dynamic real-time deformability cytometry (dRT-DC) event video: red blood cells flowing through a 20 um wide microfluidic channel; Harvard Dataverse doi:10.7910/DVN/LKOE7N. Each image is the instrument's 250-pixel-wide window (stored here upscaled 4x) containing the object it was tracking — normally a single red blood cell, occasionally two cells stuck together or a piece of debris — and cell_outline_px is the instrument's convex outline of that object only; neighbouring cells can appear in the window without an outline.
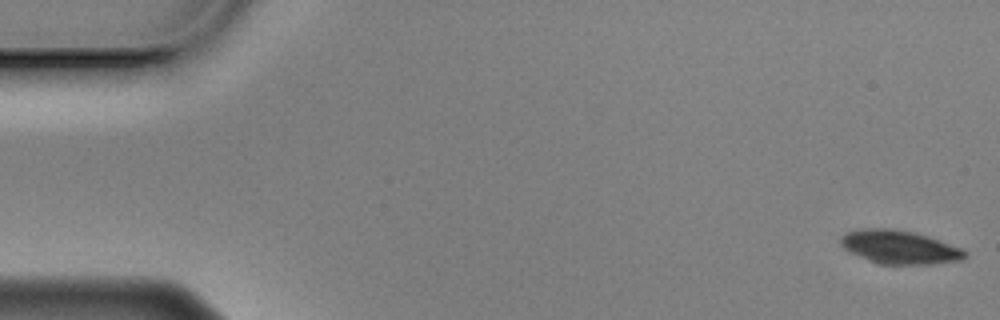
{"species": "Egyptian fruit bat (a non-hibernating species)", "species_latin": "Rousettus aegyptiacus", "temperature_condition": "cold", "stored_images_in_passage": 57, "camera_frame_rate_fps": 3000, "um_per_image_px": 0.085, "animal": {"sex": "male"}, "frame": {"image": 1, "passage_image": 1, "time_ms": 0.0, "image_size_px": [1000, 320], "cell_outline_px": [[968, 256], [960, 260], [932, 264], [880, 264], [868, 260], [848, 252], [840, 244], [840, 240], [848, 232], [860, 228], [896, 228], [928, 236], [960, 248], [968, 252]], "centroid_in_image_um": [76.45, 21.0], "position_along_channel_um": 8.6, "area_um2": 24.22}}
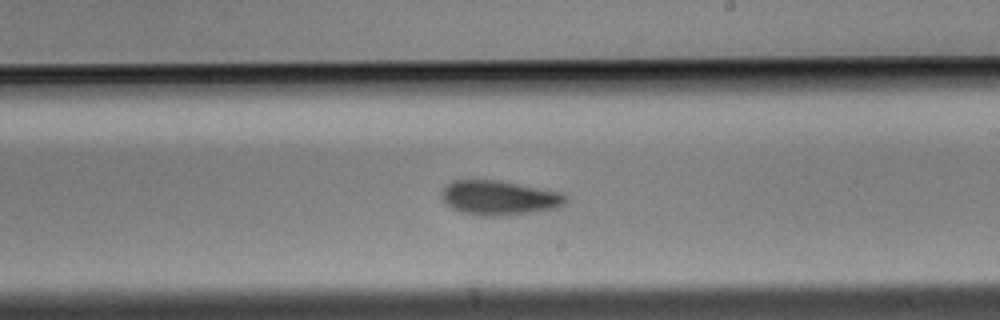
{"frame": {"image": 2, "passage_image": 33, "time_ms": 10.667, "image_size_px": [1000, 320], "cell_outline_px": [[568, 200], [564, 204], [556, 208], [532, 212], [500, 216], [476, 216], [460, 212], [452, 208], [440, 196], [444, 188], [452, 180], [500, 180], [560, 192]], "centroid_in_image_um": [42.41, 16.82], "position_along_channel_um": 246.6, "area_um2": 24.91}}
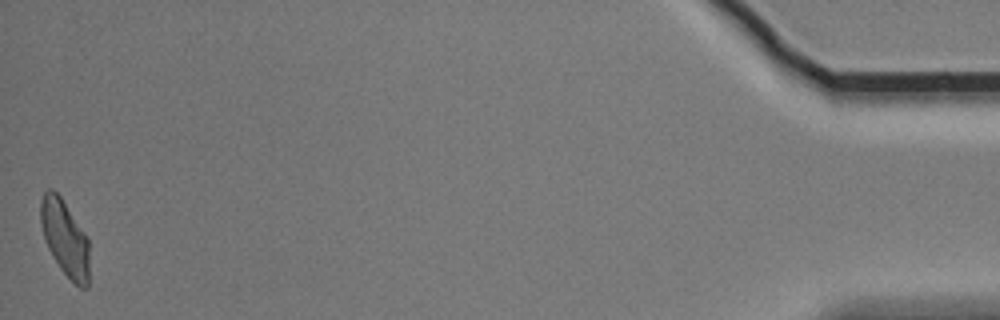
{"frame": {"image": 3, "passage_image": 57, "time_ms": 18.667, "image_size_px": [1000, 320], "cell_outline_px": [[88, 288], [80, 288], [60, 268], [52, 256], [44, 240], [40, 224], [40, 200], [44, 192], [48, 188], [52, 188], [60, 196], [88, 236]], "centroid_in_image_um": [5.5, 20.2], "position_along_channel_um": 429.7, "area_um2": 21.62}, "authors_computed_cell_mechanics": {"area_um2": 24.1604, "velocity_mm_per_s": 3.4796, "shape_relaxation_time_tau1_ms": 3.0606, "shape_relaxation_time_tau2_ms": 4.0955, "deformation_change_tau1": 0.1111, "deformation_change_tau2": 0.1153}}